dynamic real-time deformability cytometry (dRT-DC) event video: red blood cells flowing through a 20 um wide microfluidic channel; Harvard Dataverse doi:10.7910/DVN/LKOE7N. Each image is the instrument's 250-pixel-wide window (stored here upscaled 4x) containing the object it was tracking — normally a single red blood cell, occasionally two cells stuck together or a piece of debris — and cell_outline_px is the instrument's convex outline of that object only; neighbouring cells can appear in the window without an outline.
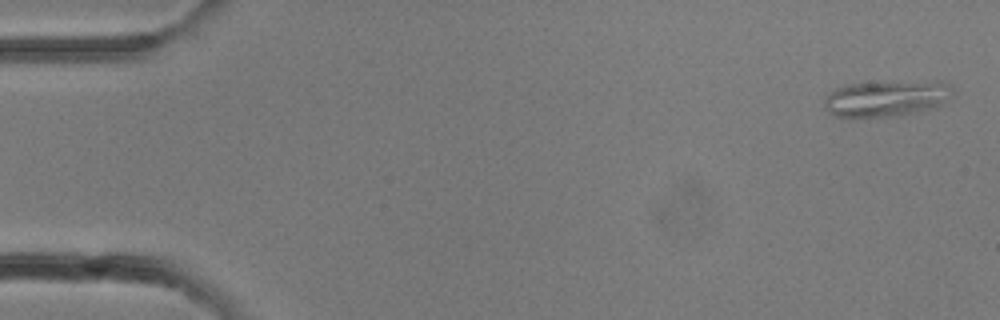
{"species": "common noctule bat (a hibernating species)", "species_latin": "Nyctalus noctula", "temperature_condition": "room temperature", "stored_images_in_passage": 10, "camera_frame_rate_fps": 3000, "um_per_image_px": 0.085, "animal": {"sex": "female"}, "frame": {"image": 1, "passage_image": 1, "time_ms": 0.0, "image_size_px": [1000, 320], "cell_outline_px": [[952, 92], [936, 108], [900, 116], [832, 116], [828, 112], [824, 104], [824, 96], [836, 88], [848, 84], [936, 80], [944, 80], [952, 88]], "centroid_in_image_um": [75.35, 8.35], "position_along_channel_um": 9.6, "area_um2": 27.05}}
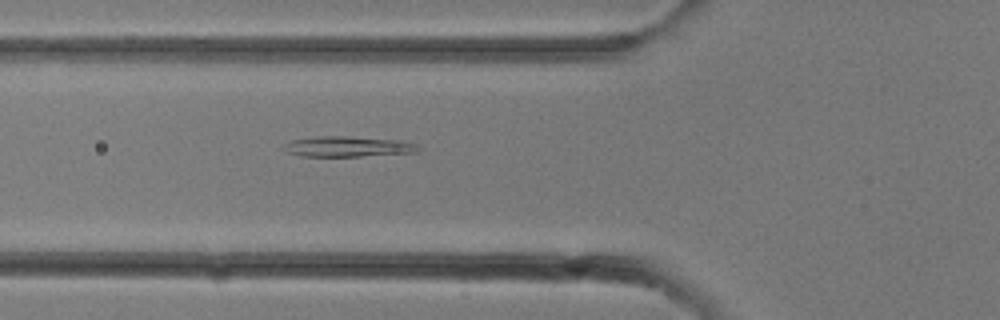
{"frame": {"image": 2, "passage_image": 10, "time_ms": 3.0, "image_size_px": [1000, 320], "cell_outline_px": [[420, 148], [416, 152], [360, 156], [300, 156], [288, 152], [280, 144], [292, 140], [316, 136], [348, 136], [400, 140], [420, 144]], "centroid_in_image_um": [29.56, 12.45], "position_along_channel_um": 96.2, "area_um2": 16.13}}